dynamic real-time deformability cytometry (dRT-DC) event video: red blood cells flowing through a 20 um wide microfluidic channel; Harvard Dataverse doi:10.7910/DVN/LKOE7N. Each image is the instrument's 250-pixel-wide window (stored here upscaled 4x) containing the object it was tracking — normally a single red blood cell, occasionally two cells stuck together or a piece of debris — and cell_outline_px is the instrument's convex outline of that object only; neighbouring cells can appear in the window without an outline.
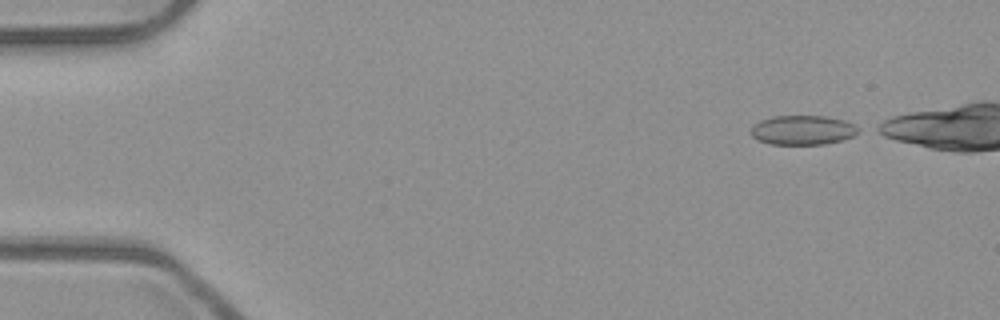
{"species": "common noctule bat (a hibernating species)", "species_latin": "Nyctalus noctula", "temperature_condition": "room temperature", "stored_images_in_passage": 5, "camera_frame_rate_fps": 3000, "um_per_image_px": 0.085, "animal": {"sex": "male", "body_mass_g": 23.1, "forearm_length_mm": 52.7}, "frame": {"image": 1, "passage_image": 1, "time_ms": 0.0, "image_size_px": [1000, 320], "cell_outline_px": [[864, 128], [860, 132], [852, 136], [840, 140], [824, 144], [772, 144], [756, 140], [748, 132], [760, 120], [772, 116], [824, 116], [844, 120], [856, 124]], "centroid_in_image_um": [68.26, 11.05], "position_along_channel_um": 16.7, "area_um2": 18.61}}